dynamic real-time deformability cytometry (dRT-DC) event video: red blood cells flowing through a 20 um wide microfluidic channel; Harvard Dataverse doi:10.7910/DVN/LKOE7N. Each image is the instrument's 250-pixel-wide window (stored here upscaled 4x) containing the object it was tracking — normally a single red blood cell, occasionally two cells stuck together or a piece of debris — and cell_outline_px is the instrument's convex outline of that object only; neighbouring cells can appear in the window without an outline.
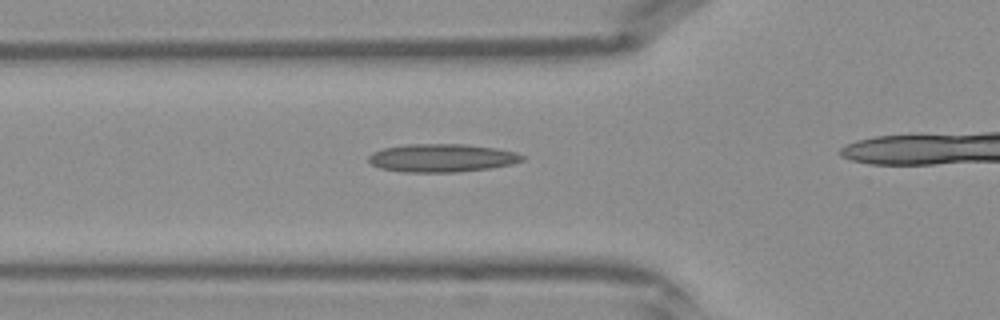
{"species": "Egyptian fruit bat (a non-hibernating species)", "species_latin": "Rousettus aegyptiacus", "temperature_condition": "warm", "stored_images_in_passage": 28, "camera_frame_rate_fps": 3000, "um_per_image_px": 0.085, "frame": {"image": 1, "passage_image": 9, "time_ms": 2.667, "image_size_px": [1000, 320], "cell_outline_px": [[524, 160], [512, 164], [492, 168], [456, 172], [404, 172], [380, 168], [372, 164], [368, 160], [368, 156], [372, 152], [384, 148], [408, 144], [464, 144], [496, 148], [516, 152], [524, 156]], "centroid_in_image_um": [37.57, 13.43], "position_along_channel_um": 88.2, "area_um2": 25.26}}
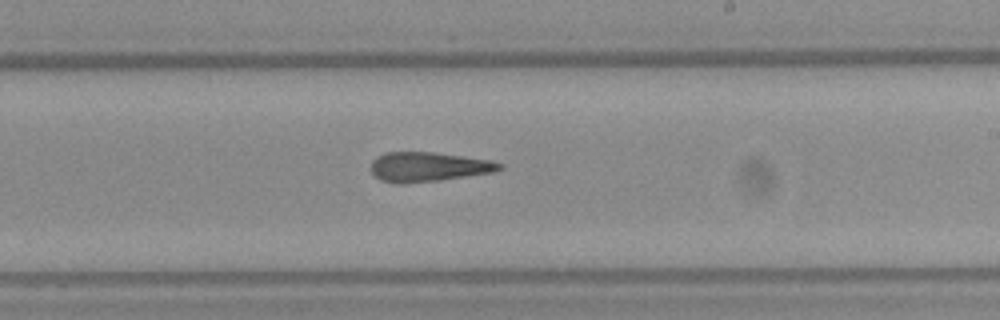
{"frame": {"image": 2, "passage_image": 19, "time_ms": 6.0, "image_size_px": [1000, 320], "cell_outline_px": [[504, 168], [496, 172], [440, 180], [380, 180], [372, 172], [372, 160], [376, 156], [384, 152], [432, 152], [492, 160], [504, 164]], "centroid_in_image_um": [36.52, 14.13], "position_along_channel_um": 252.5, "area_um2": 21.39}}
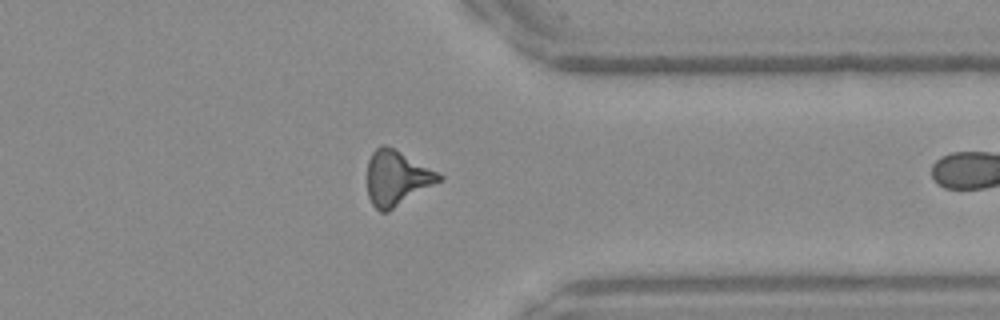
{"frame": {"image": 3, "passage_image": 27, "time_ms": 8.667, "image_size_px": [1000, 320], "cell_outline_px": [[444, 180], [388, 212], [380, 212], [372, 204], [368, 196], [368, 160], [372, 152], [380, 144], [384, 144], [440, 172], [444, 176]], "centroid_in_image_um": [33.76, 15.15], "position_along_channel_um": 377.6, "area_um2": 23.18}}